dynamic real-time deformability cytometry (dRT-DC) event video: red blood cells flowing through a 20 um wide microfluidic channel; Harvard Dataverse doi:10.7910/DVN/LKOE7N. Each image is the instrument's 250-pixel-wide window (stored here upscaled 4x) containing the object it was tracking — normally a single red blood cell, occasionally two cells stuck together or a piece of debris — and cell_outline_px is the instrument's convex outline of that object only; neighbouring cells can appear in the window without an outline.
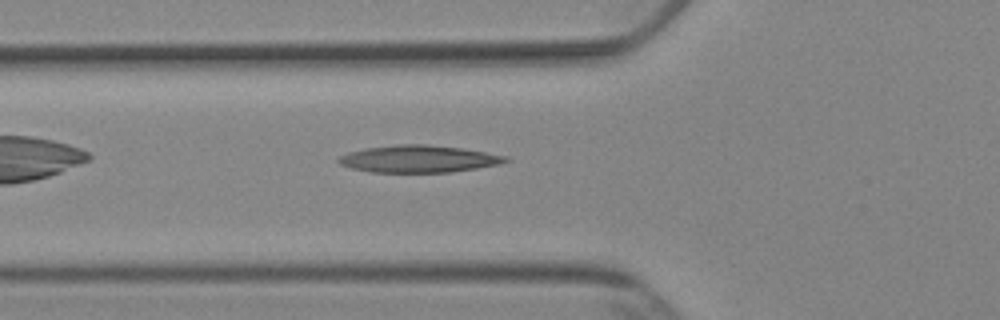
{"species": "Egyptian fruit bat (a non-hibernating species)", "species_latin": "Rousettus aegyptiacus", "temperature_condition": "cold", "stored_images_in_passage": 39, "camera_frame_rate_fps": 3000, "um_per_image_px": 0.085, "animal": {"sex": "female"}, "frame": {"image": 1, "passage_image": 6, "time_ms": 1.667, "image_size_px": [1000, 320], "cell_outline_px": [[512, 160], [500, 164], [452, 172], [372, 172], [352, 168], [340, 164], [336, 160], [340, 156], [348, 152], [364, 148], [396, 144], [428, 144], [460, 148], [508, 156]], "centroid_in_image_um": [35.58, 13.5], "position_along_channel_um": 90.2, "area_um2": 26.47}}
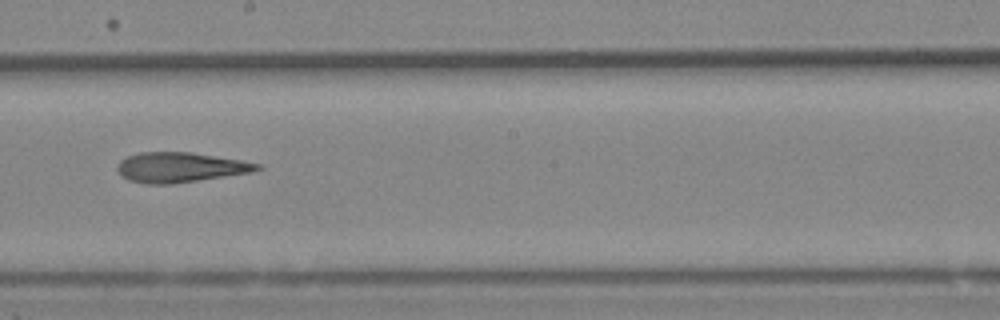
{"frame": {"image": 2, "passage_image": 17, "time_ms": 5.333, "image_size_px": [1000, 320], "cell_outline_px": [[264, 168], [248, 172], [172, 184], [148, 184], [128, 180], [116, 168], [120, 160], [128, 156], [140, 152], [192, 152], [240, 160], [260, 164]], "centroid_in_image_um": [15.28, 14.21], "position_along_channel_um": 232.9, "area_um2": 24.04}}
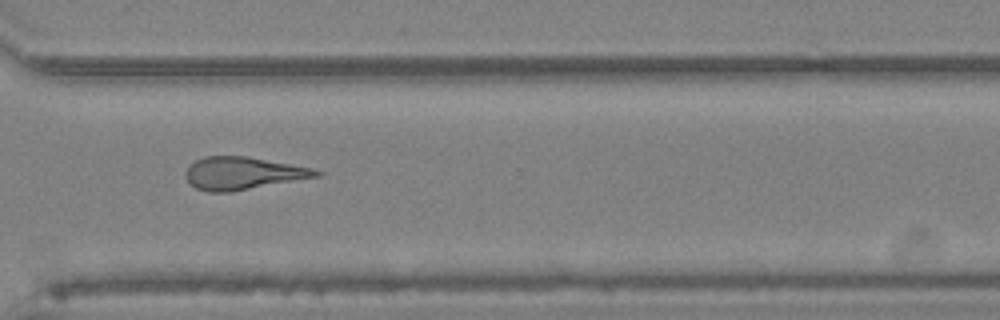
{"frame": {"image": 3, "passage_image": 26, "time_ms": 8.333, "image_size_px": [1000, 320], "cell_outline_px": [[324, 176], [228, 192], [208, 192], [196, 188], [184, 176], [184, 172], [196, 160], [204, 156], [248, 156], [292, 164], [312, 168], [324, 172]], "centroid_in_image_um": [20.7, 14.72], "position_along_channel_um": 349.9, "area_um2": 24.91}, "authors_computed_cell_mechanics": {"area_um2": 24.7384, "velocity_mm_per_s": 3.908, "shape_relaxation_time_tau1_ms": null, "shape_relaxation_time_tau2_ms": 7.0523, "deformation_change_tau1": null, "deformation_change_tau2": 0.2224}}